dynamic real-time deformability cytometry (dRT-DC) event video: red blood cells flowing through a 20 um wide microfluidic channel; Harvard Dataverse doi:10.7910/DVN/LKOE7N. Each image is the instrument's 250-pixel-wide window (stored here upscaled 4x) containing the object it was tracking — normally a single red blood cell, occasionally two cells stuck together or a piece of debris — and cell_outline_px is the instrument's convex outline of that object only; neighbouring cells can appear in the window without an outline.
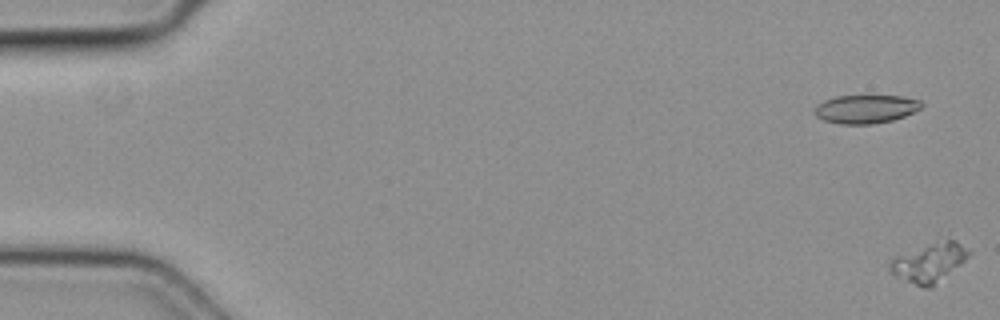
{"species": "common noctule bat (a hibernating species)", "species_latin": "Nyctalus noctula", "temperature_condition": "cold", "stored_images_in_passage": 8, "camera_frame_rate_fps": 3000, "um_per_image_px": 0.085, "animal": {"sex": "female", "body_mass_g": 19.3, "forearm_length_mm": 54.1}, "frame": {"image": 1, "passage_image": 1, "time_ms": 0.0, "image_size_px": [1000, 320], "cell_outline_px": [[972, 252], [960, 264], [932, 288], [920, 288], [896, 276], [888, 268], [888, 260], [896, 256], [936, 240], [956, 240], [968, 248]], "centroid_in_image_um": [78.96, 22.32], "position_along_channel_um": 6.0, "area_um2": 18.15}}
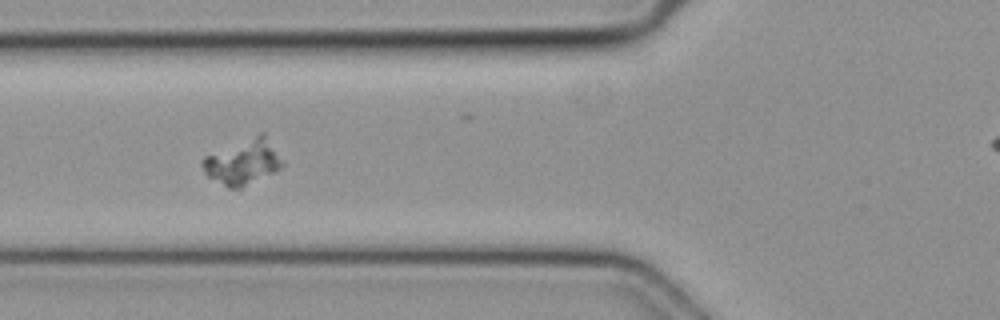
{"frame": {"image": 2, "passage_image": 6, "time_ms": 1.667, "image_size_px": [1000, 320], "cell_outline_px": [[284, 164], [280, 168], [240, 188], [228, 188], [208, 176], [204, 172], [200, 164], [200, 160], [204, 156], [260, 132], [264, 132], [284, 160]], "centroid_in_image_um": [20.64, 13.74], "position_along_channel_um": 105.2, "area_um2": 20.98}}